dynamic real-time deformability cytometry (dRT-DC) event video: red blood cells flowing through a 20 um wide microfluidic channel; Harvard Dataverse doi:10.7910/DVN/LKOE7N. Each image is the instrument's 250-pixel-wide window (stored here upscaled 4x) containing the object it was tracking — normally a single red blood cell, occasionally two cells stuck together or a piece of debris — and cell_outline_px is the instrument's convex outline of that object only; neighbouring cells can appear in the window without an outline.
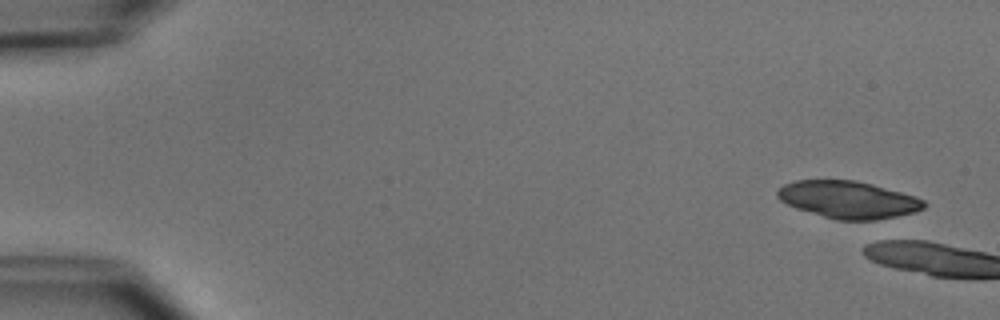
{"species": "common noctule bat (a hibernating species)", "species_latin": "Nyctalus noctula", "temperature_condition": "cold", "stored_images_in_passage": 8, "camera_frame_rate_fps": 3000, "um_per_image_px": 0.085, "animal": {"sex": "male", "body_mass_g": 15.6}, "frame": {"image": 1, "passage_image": 1, "time_ms": 0.0, "image_size_px": [1000, 320], "cell_outline_px": [[928, 204], [924, 208], [916, 212], [876, 220], [836, 220], [796, 208], [780, 200], [776, 196], [776, 192], [784, 184], [796, 180], [856, 180], [872, 184], [916, 196], [924, 200]], "centroid_in_image_um": [72.12, 16.97], "position_along_channel_um": 12.9, "area_um2": 31.85}}
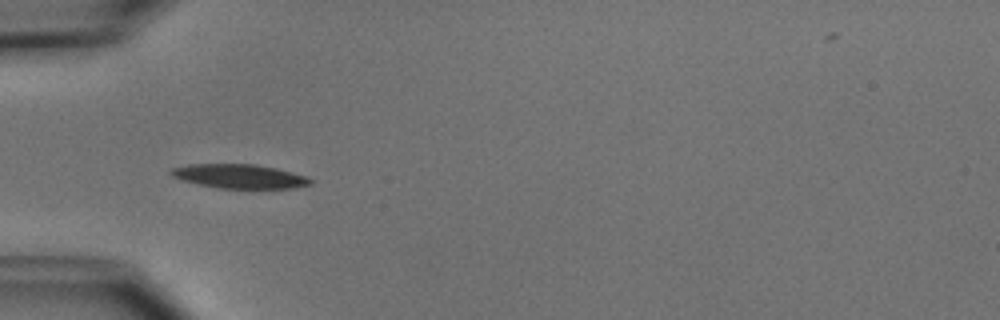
{"frame": {"image": 2, "passage_image": 6, "time_ms": 6.333, "image_size_px": [1000, 320], "cell_outline_px": [[312, 184], [292, 188], [216, 188], [180, 180], [172, 176], [168, 172], [172, 168], [188, 164], [256, 164], [276, 168], [308, 176], [312, 180]], "centroid_in_image_um": [20.34, 14.98], "position_along_channel_um": 64.7, "area_um2": 19.71}}
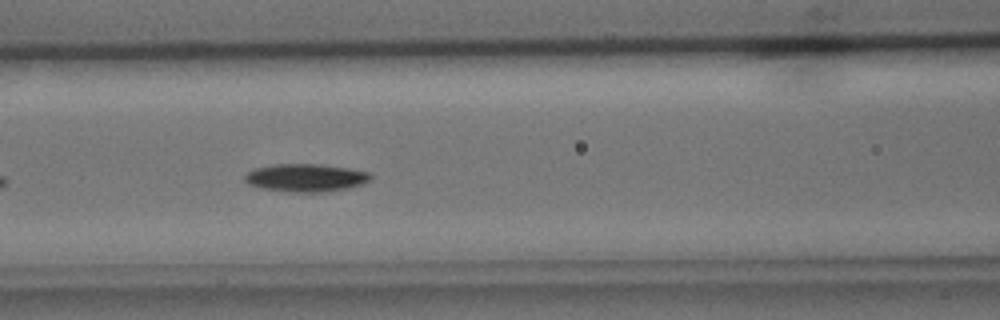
{"frame": {"image": 3, "passage_image": 8, "time_ms": 8.333, "image_size_px": [1000, 320], "cell_outline_px": [[372, 176], [364, 184], [348, 188], [328, 192], [292, 192], [264, 188], [248, 184], [244, 180], [244, 176], [252, 168], [272, 164], [316, 164], [348, 168], [372, 172]], "centroid_in_image_um": [26.0, 15.1], "position_along_channel_um": 140.6, "area_um2": 20.58}}